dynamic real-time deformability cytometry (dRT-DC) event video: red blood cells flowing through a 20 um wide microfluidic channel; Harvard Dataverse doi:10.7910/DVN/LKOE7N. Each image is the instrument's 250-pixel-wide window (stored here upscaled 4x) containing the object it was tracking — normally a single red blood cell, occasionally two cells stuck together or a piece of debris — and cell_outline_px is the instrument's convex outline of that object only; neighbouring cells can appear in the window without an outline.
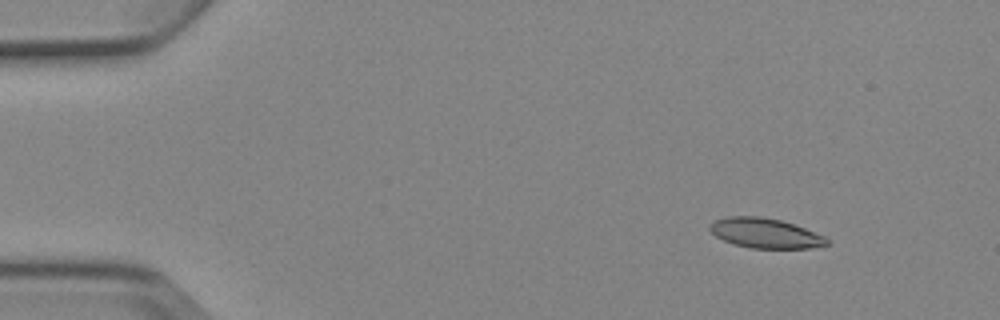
{"species": "Egyptian fruit bat (a non-hibernating species)", "species_latin": "Rousettus aegyptiacus", "temperature_condition": "cold", "stored_images_in_passage": 7, "camera_frame_rate_fps": 3000, "um_per_image_px": 0.085, "animal": {"sex": "female"}, "frame": {"image": 1, "passage_image": 2, "time_ms": 1.0, "image_size_px": [1000, 320], "cell_outline_px": [[828, 244], [812, 248], [752, 248], [732, 244], [716, 236], [708, 228], [716, 220], [728, 216], [760, 216], [780, 220], [804, 228], [824, 236], [828, 240]], "centroid_in_image_um": [65.03, 19.82], "position_along_channel_um": 20.0, "area_um2": 20.11}}
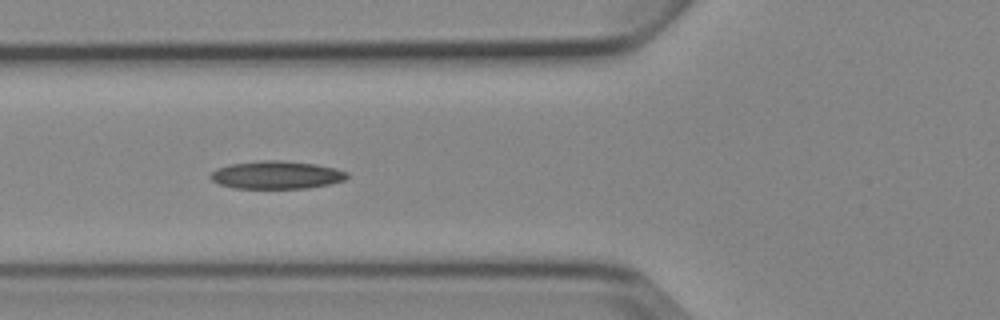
{"frame": {"image": 2, "passage_image": 6, "time_ms": 5.667, "image_size_px": [1000, 320], "cell_outline_px": [[348, 176], [344, 180], [328, 184], [308, 188], [236, 188], [220, 184], [212, 180], [208, 176], [216, 168], [228, 164], [260, 160], [280, 160], [316, 164], [336, 168], [348, 172]], "centroid_in_image_um": [23.49, 14.86], "position_along_channel_um": 102.3, "area_um2": 22.25}}
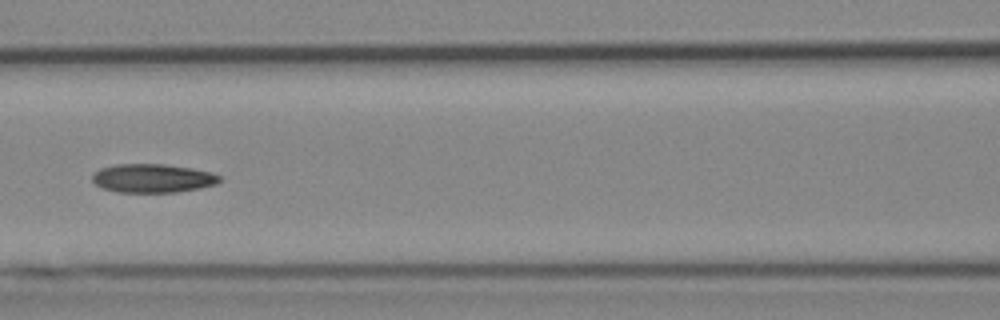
{"frame": {"image": 3, "passage_image": 7, "time_ms": 7.0, "image_size_px": [1000, 320], "cell_outline_px": [[220, 180], [216, 184], [200, 188], [176, 192], [116, 192], [104, 188], [96, 184], [92, 180], [92, 172], [100, 168], [116, 164], [164, 164], [192, 168], [212, 172], [220, 176]], "centroid_in_image_um": [12.96, 15.14], "position_along_channel_um": 153.6, "area_um2": 21.33}}